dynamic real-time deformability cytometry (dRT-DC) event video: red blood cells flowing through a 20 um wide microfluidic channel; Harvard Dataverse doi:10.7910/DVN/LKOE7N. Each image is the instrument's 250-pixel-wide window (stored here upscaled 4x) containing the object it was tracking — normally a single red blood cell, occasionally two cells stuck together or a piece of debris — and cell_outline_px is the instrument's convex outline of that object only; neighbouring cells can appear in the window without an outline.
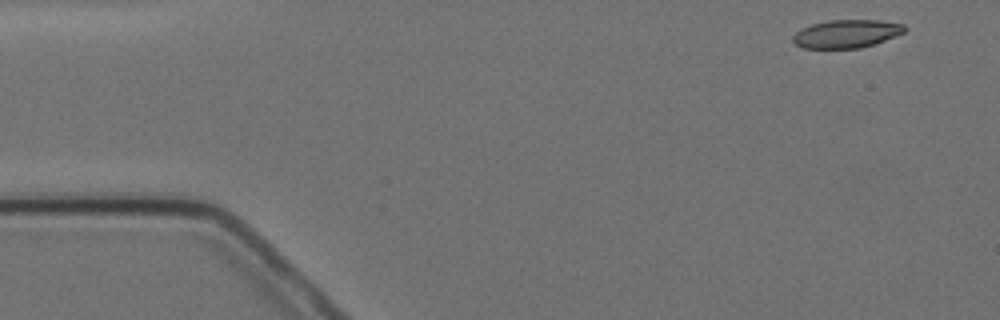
{"species": "Egyptian fruit bat (a non-hibernating species)", "species_latin": "Rousettus aegyptiacus", "temperature_condition": "cold", "stored_images_in_passage": 8, "camera_frame_rate_fps": 3000, "um_per_image_px": 0.085, "animal": {"sex": "female"}, "frame": {"image": 1, "passage_image": 1, "time_ms": 0.0, "image_size_px": [1000, 320], "cell_outline_px": [[908, 28], [904, 32], [884, 40], [860, 48], [804, 48], [796, 44], [792, 40], [792, 36], [800, 28], [812, 24], [828, 20], [880, 20], [904, 24]], "centroid_in_image_um": [71.94, 2.86], "position_along_channel_um": 13.1, "area_um2": 18.26}}
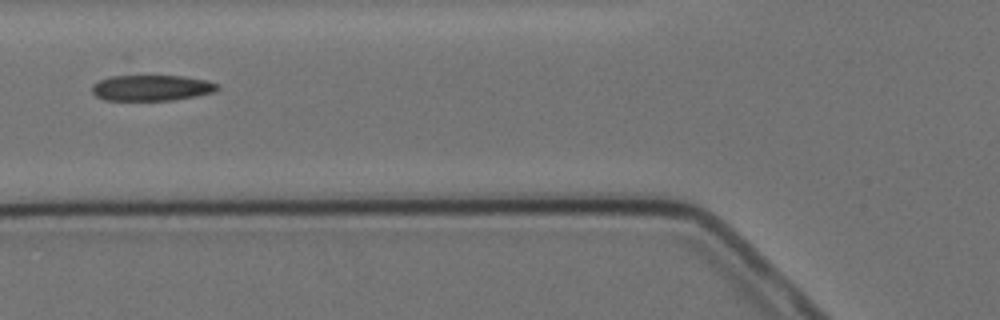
{"frame": {"image": 2, "passage_image": 6, "time_ms": 5.667, "image_size_px": [1000, 320], "cell_outline_px": [[220, 88], [212, 92], [196, 96], [172, 100], [104, 100], [96, 96], [92, 92], [92, 84], [108, 76], [128, 72], [184, 76], [208, 80], [216, 84]], "centroid_in_image_um": [12.81, 7.4], "position_along_channel_um": 113.0, "area_um2": 19.94}}
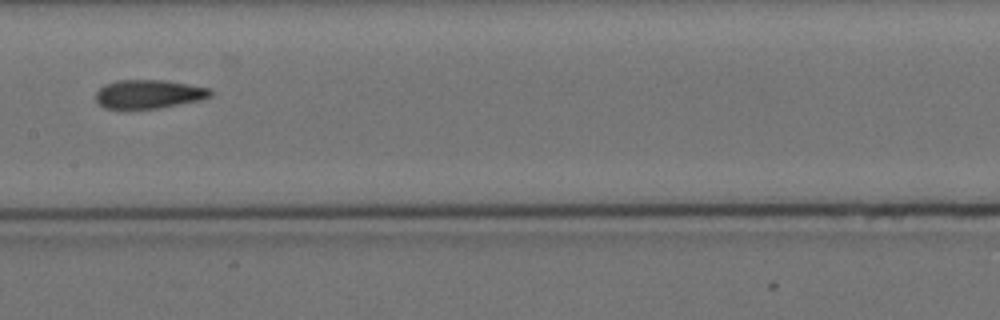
{"frame": {"image": 3, "passage_image": 8, "time_ms": 8.0, "image_size_px": [1000, 320], "cell_outline_px": [[212, 96], [200, 100], [156, 108], [104, 108], [96, 100], [96, 92], [104, 84], [116, 80], [164, 80], [188, 84], [208, 88], [212, 92]], "centroid_in_image_um": [12.63, 7.98], "position_along_channel_um": 194.8, "area_um2": 18.96}}